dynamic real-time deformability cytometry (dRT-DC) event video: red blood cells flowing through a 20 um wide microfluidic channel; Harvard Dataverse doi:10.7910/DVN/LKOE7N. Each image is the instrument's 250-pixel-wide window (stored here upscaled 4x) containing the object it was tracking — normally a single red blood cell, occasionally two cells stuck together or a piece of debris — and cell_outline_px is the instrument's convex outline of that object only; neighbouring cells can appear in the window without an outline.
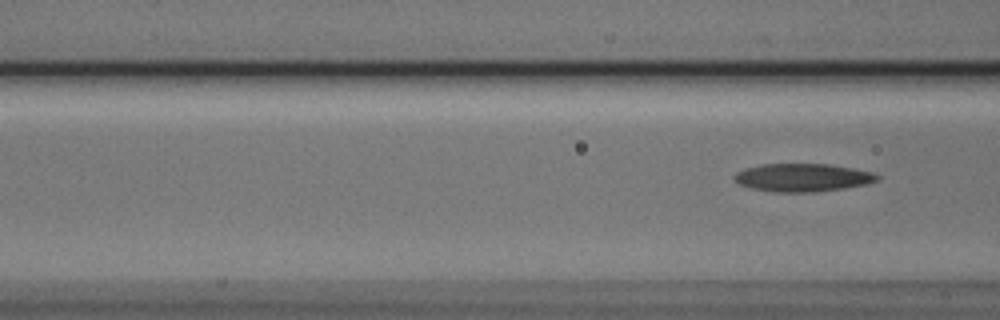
{"species": "Egyptian fruit bat (a non-hibernating species)", "species_latin": "Rousettus aegyptiacus", "temperature_condition": "cold", "stored_images_in_passage": 9, "segment_of_instrument_passage": [2, 2], "camera_frame_rate_fps": 3000, "um_per_image_px": 0.085, "animal": {"sex": "male"}, "frame": {"image": 1, "passage_image": 9, "time_ms": 2.667, "image_size_px": [1000, 320], "cell_outline_px": [[880, 176], [876, 180], [868, 184], [844, 188], [816, 192], [772, 192], [752, 188], [740, 184], [732, 176], [736, 172], [744, 168], [764, 164], [828, 164], [852, 168], [872, 172]], "centroid_in_image_um": [68.21, 15.09], "position_along_channel_um": 98.4, "area_um2": 23.29}}